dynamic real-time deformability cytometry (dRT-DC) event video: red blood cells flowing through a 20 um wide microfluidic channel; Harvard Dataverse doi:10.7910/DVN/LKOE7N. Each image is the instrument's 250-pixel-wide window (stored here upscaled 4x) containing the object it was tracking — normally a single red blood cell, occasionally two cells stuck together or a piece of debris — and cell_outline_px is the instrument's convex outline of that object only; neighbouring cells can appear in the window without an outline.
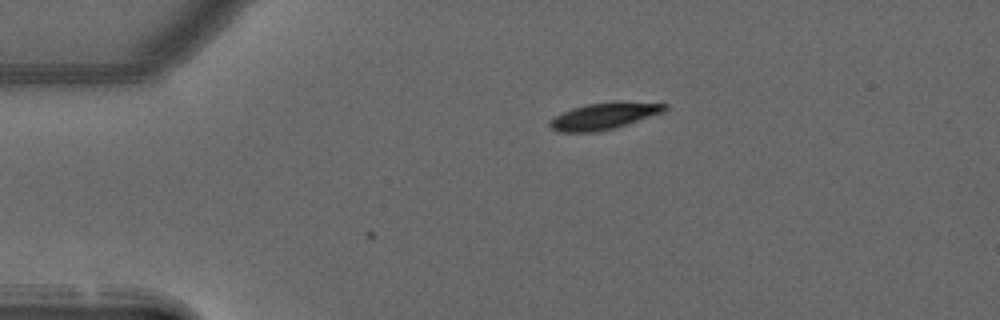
{"species": "common noctule bat (a hibernating species)", "species_latin": "Nyctalus noctula", "temperature_condition": "warm", "stored_images_in_passage": 5, "camera_frame_rate_fps": 3000, "um_per_image_px": 0.085, "animal": {"sex": "male", "forearm_length_mm": 52.5}, "frame": {"image": 1, "passage_image": 1, "time_ms": 0.0, "image_size_px": [1000, 320], "cell_outline_px": [[668, 104], [660, 112], [612, 128], [592, 132], [560, 132], [552, 128], [548, 124], [556, 116], [572, 108], [588, 104]], "centroid_in_image_um": [51.16, 9.91], "position_along_channel_um": 33.8, "area_um2": 16.07}}